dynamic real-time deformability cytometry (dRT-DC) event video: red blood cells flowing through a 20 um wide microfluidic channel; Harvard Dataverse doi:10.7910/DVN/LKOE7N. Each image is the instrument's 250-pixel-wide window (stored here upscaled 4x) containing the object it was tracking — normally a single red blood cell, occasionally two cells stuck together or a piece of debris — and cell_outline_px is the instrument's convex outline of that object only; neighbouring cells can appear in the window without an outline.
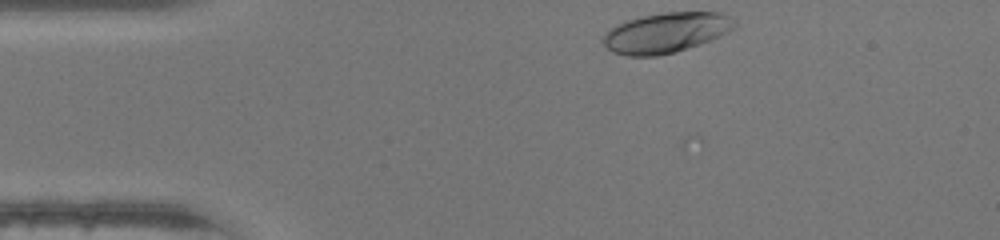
{"species": "human", "species_latin": "Homo sapiens", "temperature_condition": "warm", "stored_images_in_passage": 30, "camera_frame_rate_fps": 3000, "um_per_image_px": 0.085, "donor": {"sex": "female"}, "frame": {"image": 1, "passage_image": 1, "time_ms": 0.0, "image_size_px": [1000, 240], "cell_outline_px": [[736, 24], [732, 28], [720, 36], [700, 44], [672, 52], [656, 56], [628, 56], [612, 52], [604, 44], [604, 32], [616, 24], [640, 16], [664, 12], [720, 12], [728, 16]], "centroid_in_image_um": [56.57, 2.77], "position_along_channel_um": 28.4, "area_um2": 30.46}}
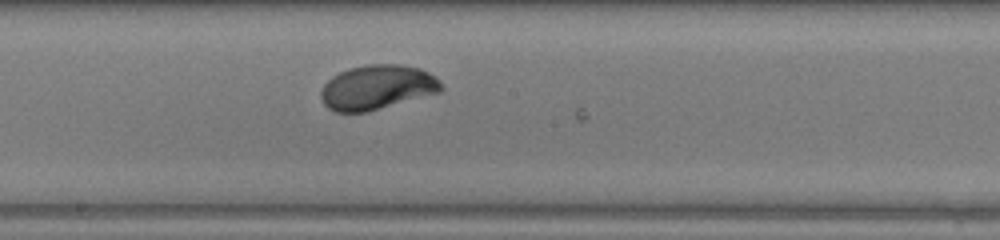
{"frame": {"image": 2, "passage_image": 18, "time_ms": 5.667, "image_size_px": [1000, 240], "cell_outline_px": [[444, 88], [440, 92], [364, 112], [336, 112], [328, 108], [324, 104], [320, 96], [320, 92], [324, 84], [332, 76], [340, 72], [352, 68], [368, 64], [400, 64], [420, 68], [436, 76], [440, 80]], "centroid_in_image_um": [32.07, 7.41], "position_along_channel_um": 216.1, "area_um2": 31.1}}
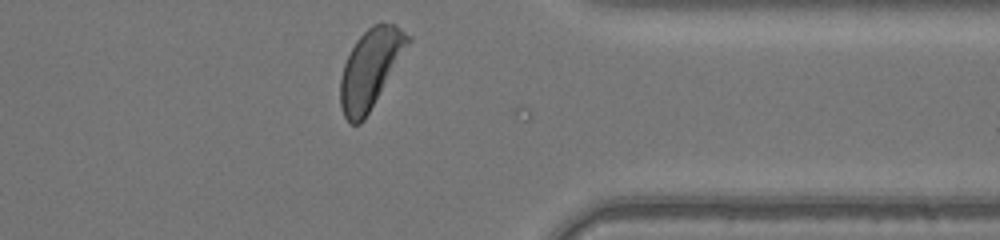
{"frame": {"image": 3, "passage_image": 30, "time_ms": 9.667, "image_size_px": [1000, 240], "cell_outline_px": [[412, 40], [364, 120], [360, 124], [352, 124], [344, 116], [340, 108], [340, 80], [344, 64], [356, 40], [372, 24], [396, 24], [412, 36]], "centroid_in_image_um": [31.49, 5.82], "position_along_channel_um": 379.9, "area_um2": 30.69}, "authors_computed_cell_mechanics": {"area_um2": 30.345, "velocity_mm_per_s": 4.3574, "shape_relaxation_time_tau1_ms": 2.7228, "shape_relaxation_time_tau2_ms": null, "deformation_change_tau1": 0.1956, "deformation_change_tau2": null}}